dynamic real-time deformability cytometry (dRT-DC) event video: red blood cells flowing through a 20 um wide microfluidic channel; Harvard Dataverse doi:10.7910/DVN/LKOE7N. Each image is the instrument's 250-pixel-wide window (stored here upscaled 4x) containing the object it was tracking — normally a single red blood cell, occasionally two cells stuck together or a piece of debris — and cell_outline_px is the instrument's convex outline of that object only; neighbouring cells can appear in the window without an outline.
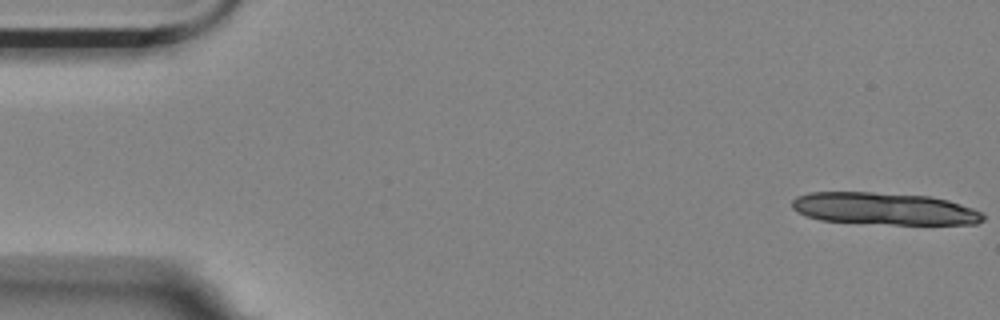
{"species": "Egyptian fruit bat (a non-hibernating species)", "species_latin": "Rousettus aegyptiacus", "temperature_condition": "room temperature", "stored_images_in_passage": 8, "camera_frame_rate_fps": 3000, "um_per_image_px": 0.085, "animal": {"sex": "female"}, "frame": {"image": 1, "passage_image": 1, "time_ms": 0.0, "image_size_px": [1000, 320], "cell_outline_px": [[984, 220], [976, 224], [892, 224], [820, 220], [796, 212], [792, 208], [792, 200], [796, 196], [808, 192], [872, 192], [928, 196], [948, 200], [984, 212]], "centroid_in_image_um": [75.16, 17.73], "position_along_channel_um": 9.8, "area_um2": 35.78}}
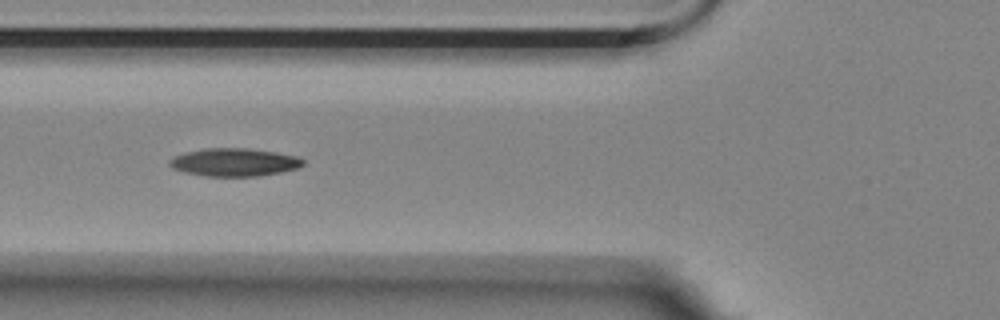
{"frame": {"image": 2, "passage_image": 6, "time_ms": 1.667, "image_size_px": [1000, 320], "cell_outline_px": [[304, 164], [296, 168], [280, 172], [260, 176], [208, 176], [188, 172], [172, 168], [168, 164], [168, 160], [184, 152], [204, 148], [248, 148], [276, 152], [296, 156], [304, 160]], "centroid_in_image_um": [19.91, 13.78], "position_along_channel_um": 105.9, "area_um2": 21.62}}
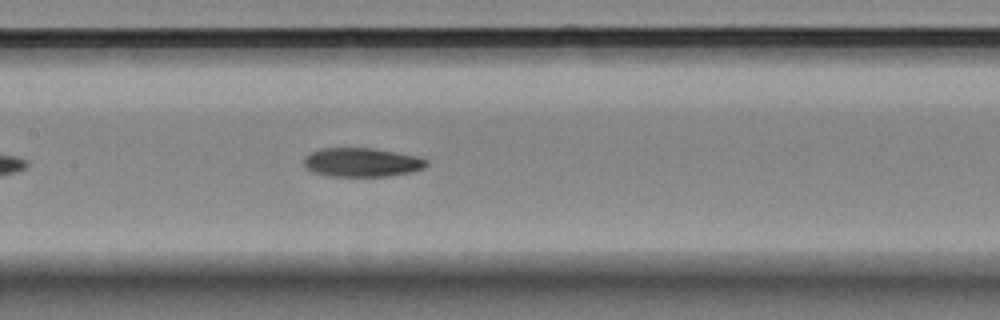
{"frame": {"image": 3, "passage_image": 8, "time_ms": 2.333, "image_size_px": [1000, 320], "cell_outline_px": [[428, 164], [424, 168], [412, 172], [388, 176], [328, 176], [312, 172], [304, 168], [304, 156], [320, 148], [372, 148], [396, 152], [416, 156], [428, 160]], "centroid_in_image_um": [30.73, 13.8], "position_along_channel_um": 176.7, "area_um2": 20.81}}